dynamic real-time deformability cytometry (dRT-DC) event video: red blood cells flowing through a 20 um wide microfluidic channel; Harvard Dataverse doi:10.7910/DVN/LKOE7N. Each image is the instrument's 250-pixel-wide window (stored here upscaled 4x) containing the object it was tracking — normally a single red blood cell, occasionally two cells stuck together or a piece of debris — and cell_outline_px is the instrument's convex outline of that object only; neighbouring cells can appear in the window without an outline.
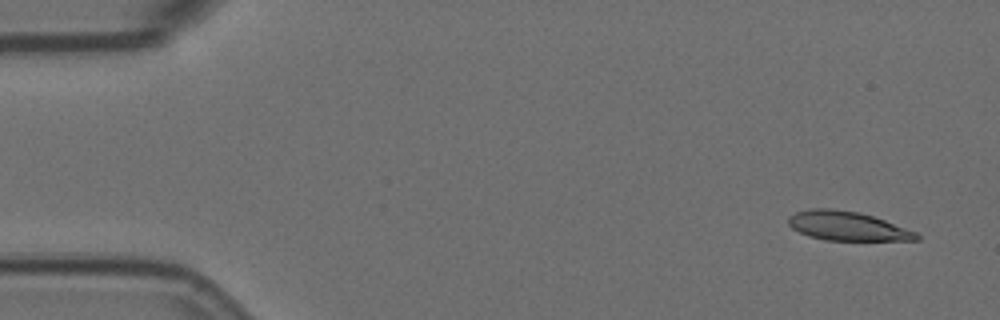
{"species": "Egyptian fruit bat (a non-hibernating species)", "species_latin": "Rousettus aegyptiacus", "temperature_condition": "room temperature", "stored_images_in_passage": 5, "camera_frame_rate_fps": 3000, "um_per_image_px": 0.085, "animal": {"sex": "female"}, "frame": {"image": 1, "passage_image": 1, "time_ms": 0.0, "image_size_px": [1000, 320], "cell_outline_px": [[920, 240], [824, 240], [808, 236], [792, 228], [788, 224], [788, 216], [796, 212], [808, 208], [832, 208], [860, 212], [884, 220], [916, 232], [920, 236]], "centroid_in_image_um": [71.98, 19.2], "position_along_channel_um": 13.0, "area_um2": 21.73}}